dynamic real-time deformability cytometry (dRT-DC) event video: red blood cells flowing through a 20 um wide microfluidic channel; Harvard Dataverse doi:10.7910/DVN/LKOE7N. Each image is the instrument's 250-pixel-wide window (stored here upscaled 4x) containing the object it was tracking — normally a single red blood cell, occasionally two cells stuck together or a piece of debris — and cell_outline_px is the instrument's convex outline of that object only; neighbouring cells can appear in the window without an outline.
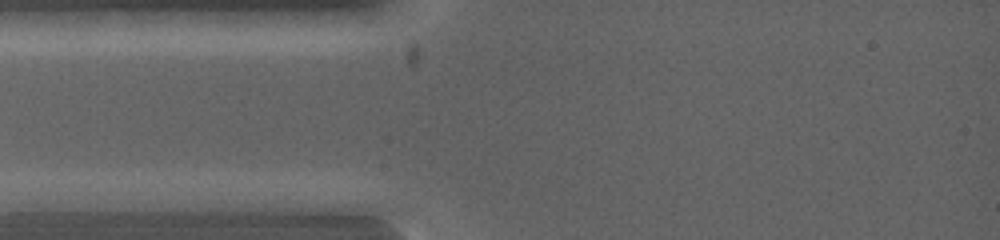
{"species": "common noctule bat (a hibernating species)", "species_latin": "Nyctalus noctula", "temperature_condition": "warm", "stored_images_in_passage": 4, "camera_frame_rate_fps": 5000, "um_per_image_px": 0.085, "animal": {"sex": "female", "body_mass_g": 19.0, "forearm_length_mm": 53.3}, "frame": {"image": 1, "passage_image": 2, "time_ms": 0.2, "image_size_px": [1000, 240], "cell_outline_px": [[108, 200], [96, 212], [16, 212], [16, 200], [56, 192], [96, 192]], "centroid_in_image_um": [5.28, 17.23], "position_along_channel_um": 79.7, "area_um2": 11.27}}